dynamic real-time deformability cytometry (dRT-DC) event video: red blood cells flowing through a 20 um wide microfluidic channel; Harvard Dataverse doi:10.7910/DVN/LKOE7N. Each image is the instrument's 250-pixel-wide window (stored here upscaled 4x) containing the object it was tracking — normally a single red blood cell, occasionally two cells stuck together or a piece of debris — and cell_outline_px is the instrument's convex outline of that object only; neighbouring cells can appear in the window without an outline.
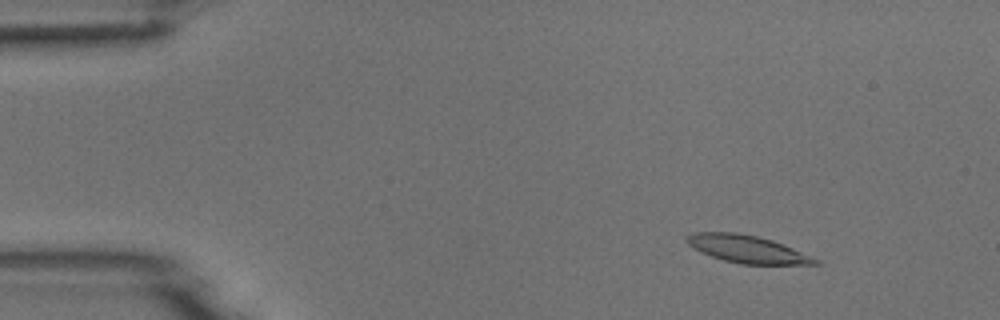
{"species": "common noctule bat (a hibernating species)", "species_latin": "Nyctalus noctula", "temperature_condition": "room temperature", "stored_images_in_passage": 54, "camera_frame_rate_fps": 3000, "um_per_image_px": 0.085, "animal": {"sex": "male", "body_mass_g": 18.8}, "frame": {"image": 1, "passage_image": 7, "time_ms": 2.0, "image_size_px": [1000, 320], "cell_outline_px": [[820, 264], [740, 264], [724, 260], [700, 252], [692, 248], [684, 240], [684, 236], [692, 232], [736, 232], [756, 236], [772, 240], [812, 256], [820, 260]], "centroid_in_image_um": [63.45, 21.16], "position_along_channel_um": 21.5, "area_um2": 20.63}}
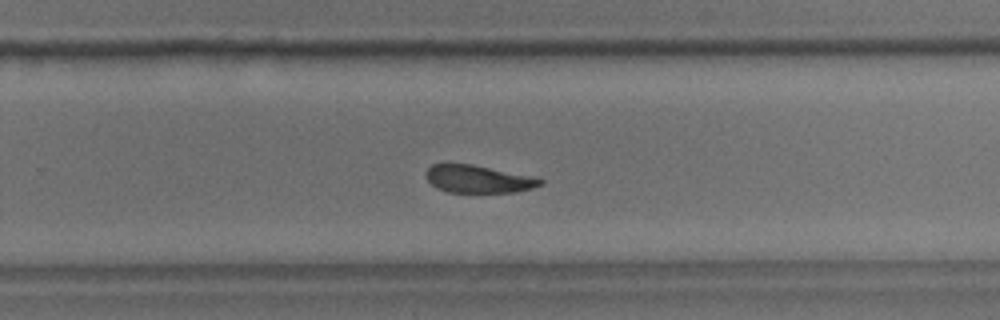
{"frame": {"image": 2, "passage_image": 35, "time_ms": 11.333, "image_size_px": [1000, 320], "cell_outline_px": [[544, 184], [532, 188], [516, 192], [448, 192], [436, 188], [424, 176], [424, 172], [432, 164], [472, 164], [532, 176], [544, 180]], "centroid_in_image_um": [40.64, 15.22], "position_along_channel_um": 289.2, "area_um2": 18.44}}
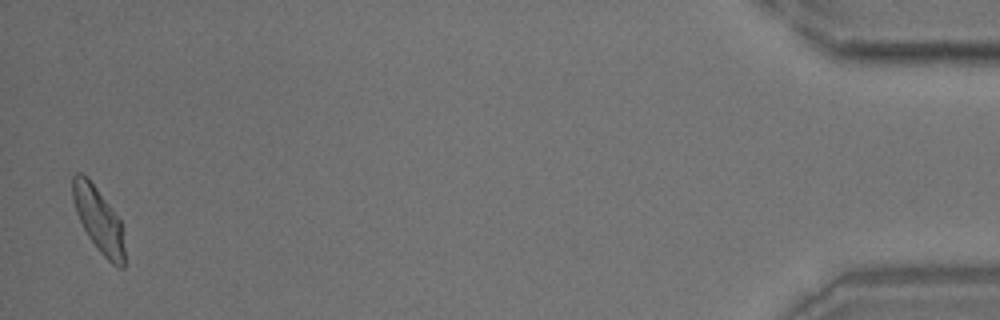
{"frame": {"image": 3, "passage_image": 53, "time_ms": 17.333, "image_size_px": [1000, 320], "cell_outline_px": [[124, 268], [116, 268], [100, 252], [88, 236], [76, 212], [72, 200], [72, 176], [76, 172], [80, 172], [88, 176], [120, 220], [124, 248]], "centroid_in_image_um": [8.35, 18.65], "position_along_channel_um": 426.8, "area_um2": 19.48}}